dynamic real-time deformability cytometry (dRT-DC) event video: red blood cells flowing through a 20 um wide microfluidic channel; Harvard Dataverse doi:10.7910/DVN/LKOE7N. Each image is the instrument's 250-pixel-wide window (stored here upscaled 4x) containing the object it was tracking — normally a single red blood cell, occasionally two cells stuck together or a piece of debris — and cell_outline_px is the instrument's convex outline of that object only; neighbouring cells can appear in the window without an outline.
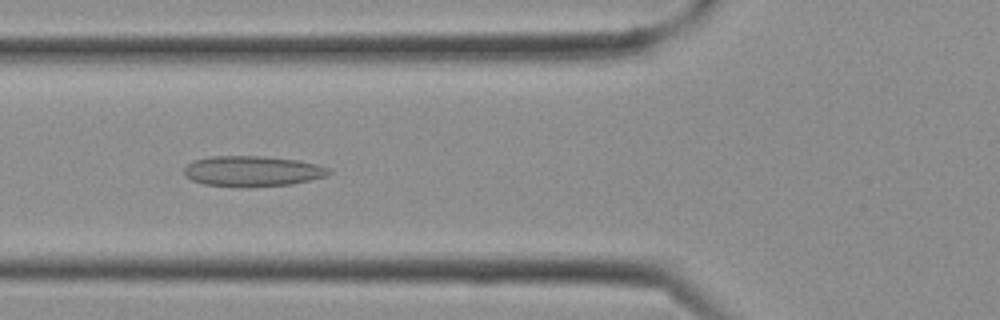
{"species": "Egyptian fruit bat (a non-hibernating species)", "species_latin": "Rousettus aegyptiacus", "temperature_condition": "cold", "stored_images_in_passage": 28, "camera_frame_rate_fps": 3000, "um_per_image_px": 0.085, "frame": {"image": 1, "passage_image": 10, "time_ms": 3.0, "image_size_px": [1000, 320], "cell_outline_px": [[332, 172], [324, 176], [292, 184], [204, 184], [192, 180], [184, 176], [184, 168], [192, 160], [212, 156], [264, 156], [300, 160], [316, 164], [328, 168]], "centroid_in_image_um": [21.44, 14.49], "position_along_channel_um": 104.4, "area_um2": 24.68}}
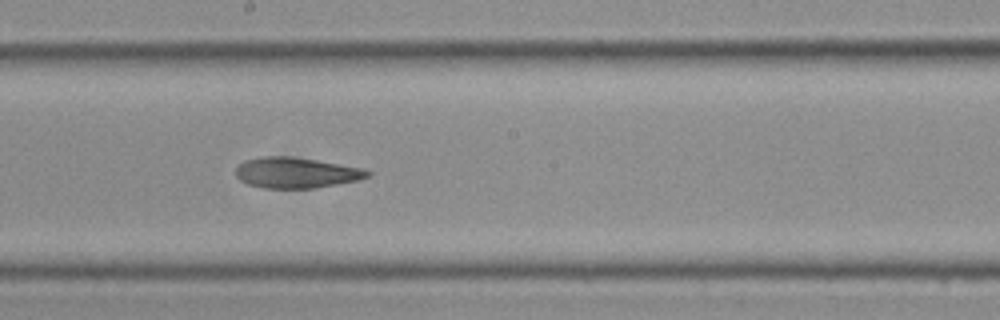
{"frame": {"image": 2, "passage_image": 15, "time_ms": 4.667, "image_size_px": [1000, 320], "cell_outline_px": [[372, 176], [356, 180], [336, 184], [312, 188], [264, 188], [248, 184], [240, 180], [236, 176], [236, 168], [244, 160], [264, 156], [288, 156], [316, 160], [364, 168], [372, 172]], "centroid_in_image_um": [25.18, 14.68], "position_along_channel_um": 223.0, "area_um2": 23.47}}
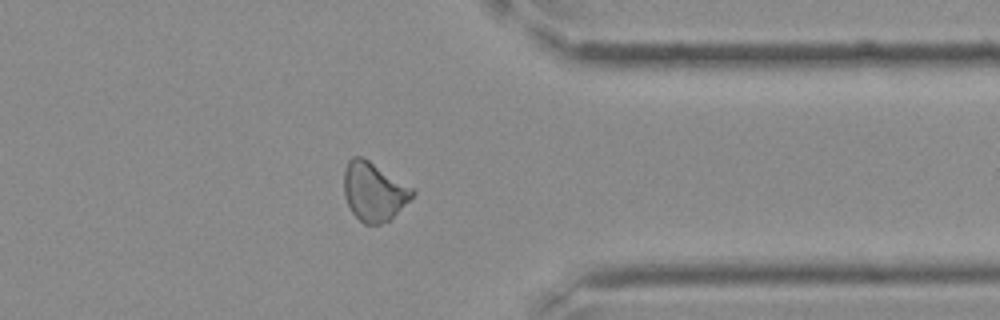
{"frame": {"image": 3, "passage_image": 22, "time_ms": 7.0, "image_size_px": [1000, 320], "cell_outline_px": [[416, 192], [388, 220], [380, 224], [364, 224], [352, 212], [344, 196], [344, 168], [348, 160], [352, 156], [364, 156], [416, 188]], "centroid_in_image_um": [31.77, 16.21], "position_along_channel_um": 379.6, "area_um2": 23.64}}